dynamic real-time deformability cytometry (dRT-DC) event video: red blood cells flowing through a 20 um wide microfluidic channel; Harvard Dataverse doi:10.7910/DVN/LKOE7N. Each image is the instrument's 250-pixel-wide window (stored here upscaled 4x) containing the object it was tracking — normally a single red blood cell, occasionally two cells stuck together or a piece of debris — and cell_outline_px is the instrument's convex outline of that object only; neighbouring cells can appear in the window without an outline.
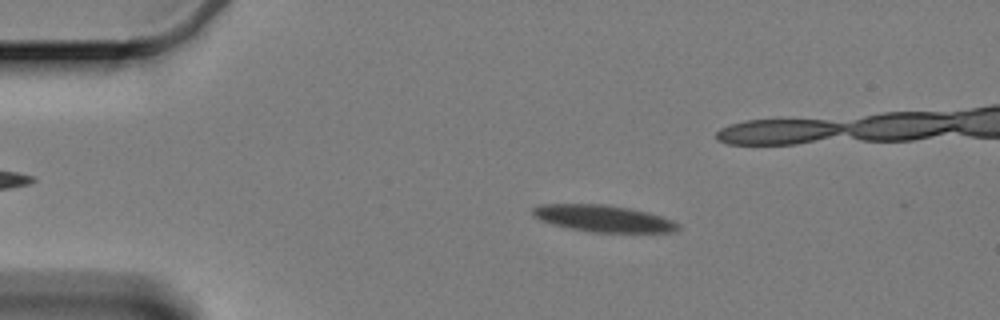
{"species": "Egyptian fruit bat (a non-hibernating species)", "species_latin": "Rousettus aegyptiacus", "temperature_condition": "cold", "stored_images_in_passage": 60, "camera_frame_rate_fps": 3000, "um_per_image_px": 0.085, "animal": {"sex": "female"}, "frame": {"image": 1, "passage_image": 10, "time_ms": 3.0, "image_size_px": [1000, 320], "cell_outline_px": [[680, 228], [672, 232], [592, 232], [552, 224], [540, 220], [532, 216], [532, 208], [540, 204], [604, 204], [628, 208], [660, 216], [672, 220], [680, 224]], "centroid_in_image_um": [51.24, 18.57], "position_along_channel_um": 33.8, "area_um2": 22.43}}
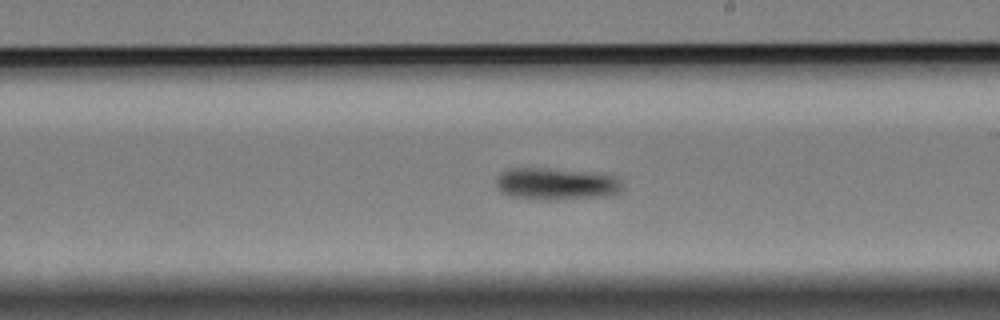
{"frame": {"image": 2, "passage_image": 33, "time_ms": 10.667, "image_size_px": [1000, 320], "cell_outline_px": [[620, 192], [608, 196], [552, 200], [540, 200], [512, 196], [500, 192], [496, 188], [496, 176], [504, 168], [548, 168], [612, 172], [620, 180]], "centroid_in_image_um": [47.3, 15.6], "position_along_channel_um": 241.7, "area_um2": 24.51}}
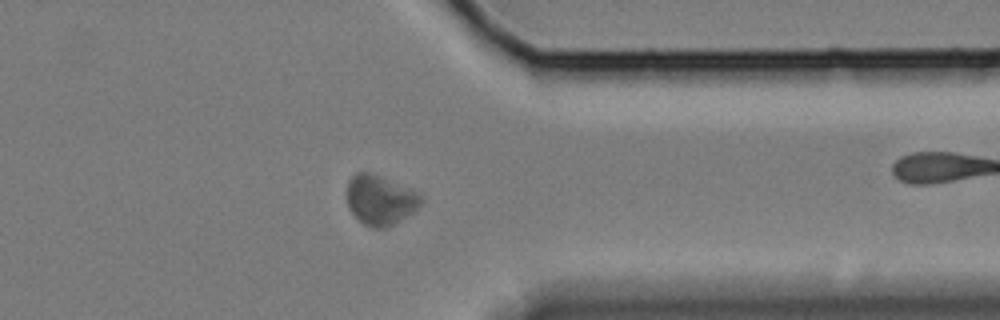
{"frame": {"image": 3, "passage_image": 46, "time_ms": 15.0, "image_size_px": [1000, 320], "cell_outline_px": [[424, 200], [412, 212], [400, 220], [384, 228], [372, 228], [364, 224], [348, 208], [348, 180], [356, 172], [372, 172], [420, 192], [424, 196]], "centroid_in_image_um": [32.34, 16.97], "position_along_channel_um": 379.1, "area_um2": 21.5}, "authors_computed_cell_mechanics": {"area_um2": 22.7732, "velocity_mm_per_s": 3.2829, "shape_relaxation_time_tau1_ms": 7.4954, "shape_relaxation_time_tau2_ms": null, "deformation_change_tau1": 0.1211, "deformation_change_tau2": null}}